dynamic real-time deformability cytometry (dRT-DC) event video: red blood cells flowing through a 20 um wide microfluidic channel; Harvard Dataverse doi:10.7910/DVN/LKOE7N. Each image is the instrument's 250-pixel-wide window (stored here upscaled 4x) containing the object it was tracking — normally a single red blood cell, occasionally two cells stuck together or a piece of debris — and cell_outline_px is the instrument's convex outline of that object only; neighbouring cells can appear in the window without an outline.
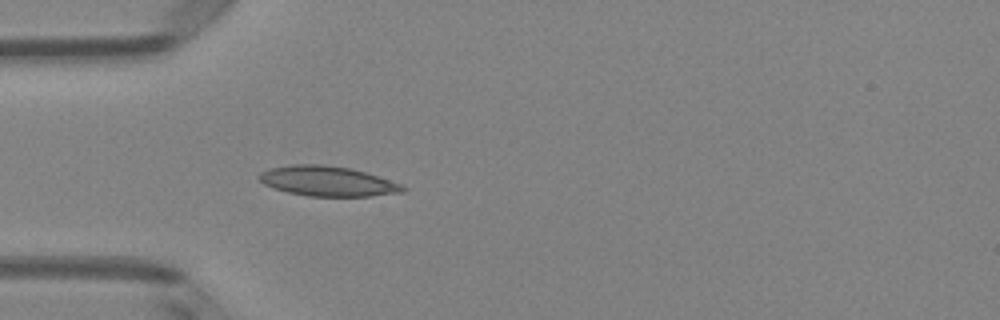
{"species": "Egyptian fruit bat (a non-hibernating species)", "species_latin": "Rousettus aegyptiacus", "temperature_condition": "room temperature", "stored_images_in_passage": 4, "camera_frame_rate_fps": 3000, "um_per_image_px": 0.085, "animal": {"sex": "female"}, "frame": {"image": 1, "passage_image": 4, "time_ms": 1.0, "image_size_px": [1000, 320], "cell_outline_px": [[408, 188], [404, 192], [372, 196], [308, 196], [288, 192], [272, 188], [264, 184], [256, 176], [260, 172], [268, 168], [292, 164], [324, 164], [352, 168], [404, 184]], "centroid_in_image_um": [27.85, 15.39], "position_along_channel_um": 57.1, "area_um2": 25.49}}